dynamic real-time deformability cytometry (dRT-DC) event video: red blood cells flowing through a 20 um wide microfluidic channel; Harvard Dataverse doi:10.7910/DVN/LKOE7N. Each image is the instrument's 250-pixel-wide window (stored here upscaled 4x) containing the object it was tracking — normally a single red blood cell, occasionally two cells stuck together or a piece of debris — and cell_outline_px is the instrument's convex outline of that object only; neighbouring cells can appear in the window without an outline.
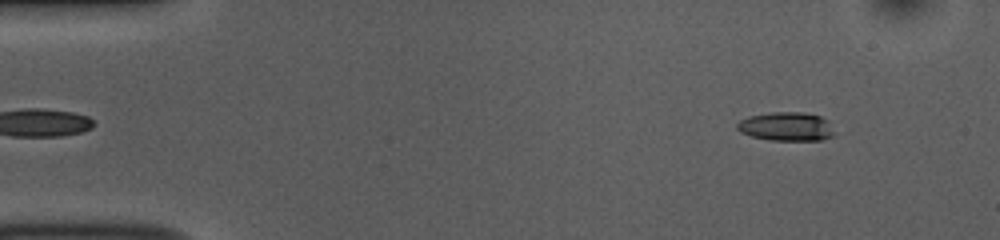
{"species": "common noctule bat (a hibernating species)", "species_latin": "Nyctalus noctula", "temperature_condition": "room temperature", "stored_images_in_passage": 49, "camera_frame_rate_fps": 3000, "um_per_image_px": 0.085, "animal": {"sex": "female", "body_mass_g": 10.0, "forearm_length_mm": 53.1}, "frame": {"image": 1, "passage_image": 3, "time_ms": 0.667, "image_size_px": [1000, 240], "cell_outline_px": [[832, 136], [820, 140], [768, 140], [752, 136], [740, 132], [736, 128], [736, 124], [740, 120], [748, 116], [768, 112], [804, 112], [820, 116], [828, 120], [832, 132]], "centroid_in_image_um": [66.79, 10.74], "position_along_channel_um": 18.2, "area_um2": 16.3}}
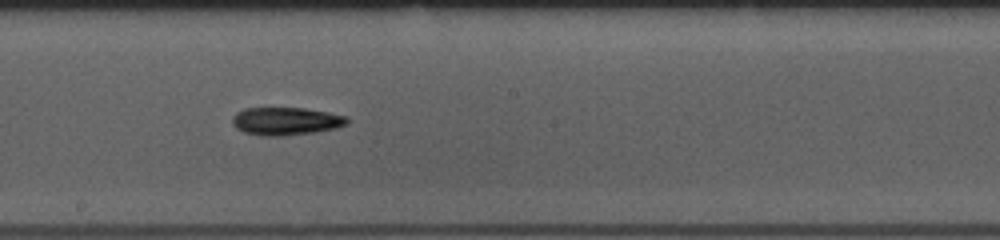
{"frame": {"image": 2, "passage_image": 26, "time_ms": 8.333, "image_size_px": [1000, 240], "cell_outline_px": [[348, 124], [336, 128], [316, 132], [284, 136], [260, 136], [244, 132], [236, 128], [232, 124], [232, 116], [236, 112], [244, 108], [304, 108], [328, 112], [348, 116]], "centroid_in_image_um": [24.3, 10.3], "position_along_channel_um": 223.9, "area_um2": 18.9}}
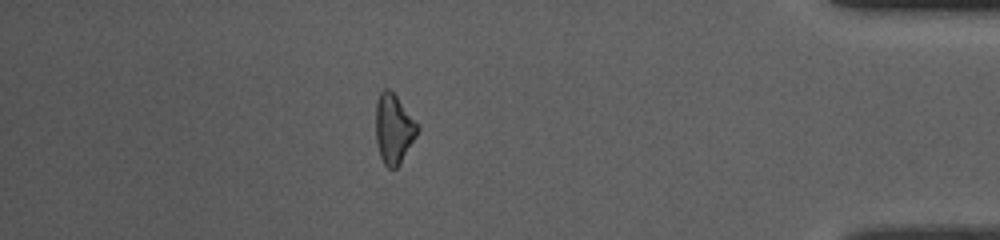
{"frame": {"image": 3, "passage_image": 43, "time_ms": 14.0, "image_size_px": [1000, 240], "cell_outline_px": [[420, 128], [416, 136], [400, 164], [396, 168], [388, 168], [384, 164], [380, 156], [376, 140], [376, 100], [380, 92], [384, 88], [388, 88], [396, 96], [420, 124]], "centroid_in_image_um": [33.48, 10.93], "position_along_channel_um": 401.7, "area_um2": 17.05}, "authors_computed_cell_mechanics": {"area_um2": 17.2244, "velocity_mm_per_s": 3.8553, "shape_relaxation_time_tau1_ms": 3.4205, "shape_relaxation_time_tau2_ms": null, "deformation_change_tau1": 0.1536, "deformation_change_tau2": null}}